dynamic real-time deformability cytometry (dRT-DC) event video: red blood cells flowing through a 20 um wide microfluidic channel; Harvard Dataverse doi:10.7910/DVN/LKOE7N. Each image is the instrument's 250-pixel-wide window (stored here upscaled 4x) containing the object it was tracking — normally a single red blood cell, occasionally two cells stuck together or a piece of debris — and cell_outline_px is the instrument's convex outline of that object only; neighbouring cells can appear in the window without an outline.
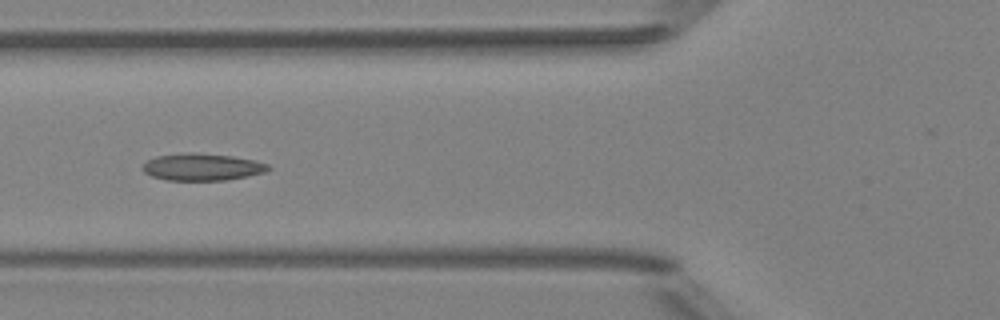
{"species": "Egyptian fruit bat (a non-hibernating species)", "species_latin": "Rousettus aegyptiacus", "temperature_condition": "room temperature", "stored_images_in_passage": 6, "camera_frame_rate_fps": 3000, "um_per_image_px": 0.085, "animal": {"sex": "female"}, "frame": {"image": 1, "passage_image": 6, "time_ms": 1.667, "image_size_px": [1000, 320], "cell_outline_px": [[272, 168], [264, 172], [248, 176], [224, 180], [164, 180], [152, 176], [144, 172], [140, 168], [148, 160], [156, 156], [184, 152], [192, 152], [232, 156], [252, 160], [268, 164]], "centroid_in_image_um": [17.14, 14.19], "position_along_channel_um": 108.7, "area_um2": 19.83}}